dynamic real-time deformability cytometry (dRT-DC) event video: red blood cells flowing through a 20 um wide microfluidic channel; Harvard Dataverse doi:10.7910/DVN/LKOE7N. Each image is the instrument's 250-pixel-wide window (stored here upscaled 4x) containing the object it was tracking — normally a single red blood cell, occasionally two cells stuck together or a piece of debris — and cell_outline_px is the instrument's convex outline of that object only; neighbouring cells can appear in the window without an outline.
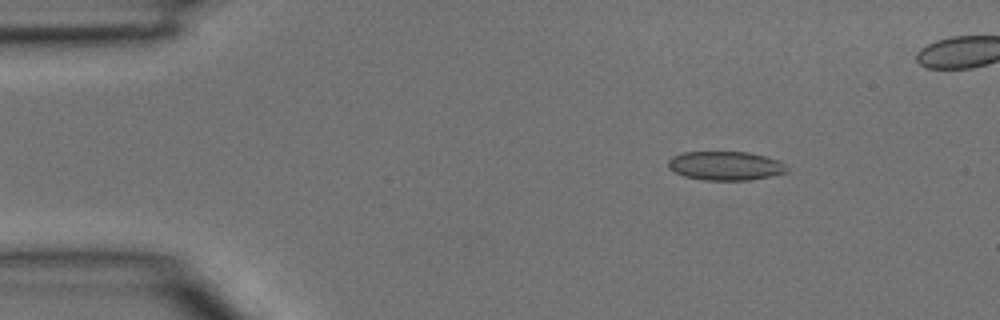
{"species": "common noctule bat (a hibernating species)", "species_latin": "Nyctalus noctula", "temperature_condition": "room temperature", "stored_images_in_passage": 4, "camera_frame_rate_fps": 3000, "um_per_image_px": 0.085, "animal": {"sex": "male", "body_mass_g": 15.6}, "frame": {"image": 1, "passage_image": 2, "time_ms": 0.333, "image_size_px": [1000, 320], "cell_outline_px": [[788, 172], [748, 180], [704, 180], [684, 176], [668, 168], [668, 160], [672, 156], [684, 152], [748, 152], [780, 160], [788, 164]], "centroid_in_image_um": [61.69, 14.08], "position_along_channel_um": 23.3, "area_um2": 20.06}}